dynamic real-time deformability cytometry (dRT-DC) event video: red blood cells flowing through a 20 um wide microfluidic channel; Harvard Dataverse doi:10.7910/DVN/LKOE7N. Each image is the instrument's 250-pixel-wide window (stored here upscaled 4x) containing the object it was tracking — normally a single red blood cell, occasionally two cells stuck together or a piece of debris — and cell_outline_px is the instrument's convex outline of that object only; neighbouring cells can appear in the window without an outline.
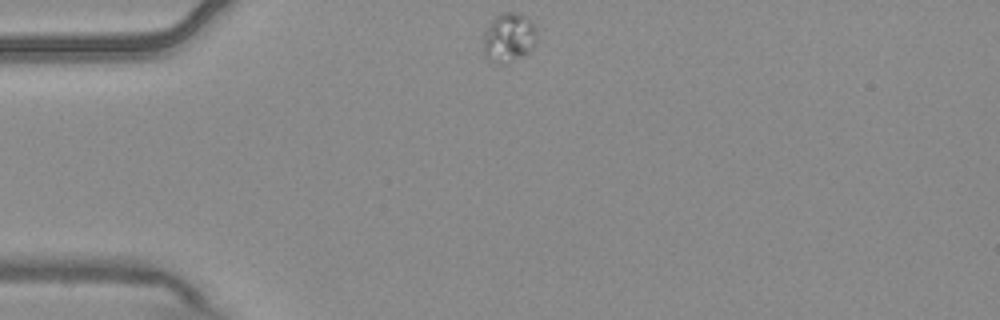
{"species": "common noctule bat (a hibernating species)", "species_latin": "Nyctalus noctula", "temperature_condition": "warm", "stored_images_in_passage": 3, "camera_frame_rate_fps": 3000, "um_per_image_px": 0.085, "animal": {"sex": "male", "body_mass_g": 20.4}, "frame": {"image": 1, "passage_image": 1, "time_ms": 0.0, "image_size_px": [1000, 320], "cell_outline_px": [[536, 44], [528, 56], [508, 64], [496, 64], [488, 60], [484, 56], [484, 32], [488, 24], [500, 12], [516, 12], [528, 16], [536, 28]], "centroid_in_image_um": [43.28, 3.23], "position_along_channel_um": 41.7, "area_um2": 16.13}}
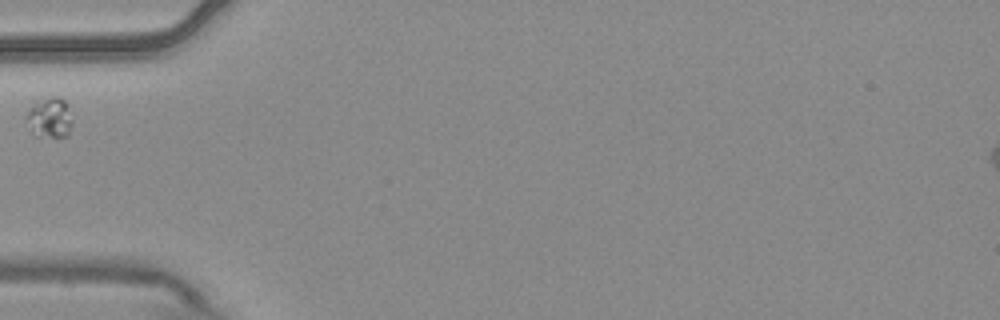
{"frame": {"image": 2, "passage_image": 3, "time_ms": 0.667, "image_size_px": [1000, 320], "cell_outline_px": [[72, 124], [68, 136], [56, 140], [36, 136], [24, 120], [28, 108], [52, 96], [60, 96], [64, 100], [72, 120]], "centroid_in_image_um": [4.22, 10.09], "position_along_channel_um": 80.8, "area_um2": 11.04}}